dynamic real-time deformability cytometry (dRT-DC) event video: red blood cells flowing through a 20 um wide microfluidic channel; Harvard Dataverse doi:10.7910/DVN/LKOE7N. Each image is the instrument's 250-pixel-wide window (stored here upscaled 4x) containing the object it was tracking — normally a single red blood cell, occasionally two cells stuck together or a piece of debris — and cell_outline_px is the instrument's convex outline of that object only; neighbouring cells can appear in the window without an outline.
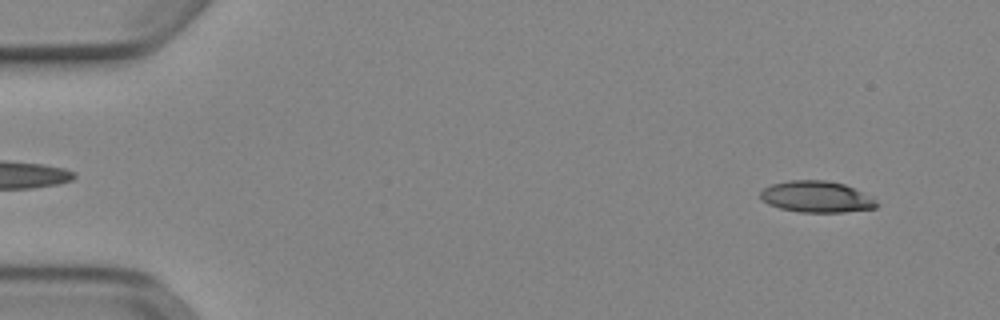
{"species": "Egyptian fruit bat (a non-hibernating species)", "species_latin": "Rousettus aegyptiacus", "temperature_condition": "cold", "stored_images_in_passage": 52, "camera_frame_rate_fps": 3000, "um_per_image_px": 0.085, "animal": {"sex": "female"}, "frame": {"image": 1, "passage_image": 4, "time_ms": 1.0, "image_size_px": [1000, 320], "cell_outline_px": [[880, 204], [876, 208], [844, 212], [800, 212], [780, 208], [768, 204], [760, 196], [760, 192], [764, 188], [772, 184], [788, 180], [824, 180], [844, 184], [872, 196]], "centroid_in_image_um": [69.44, 16.73], "position_along_channel_um": 15.6, "area_um2": 21.27}}
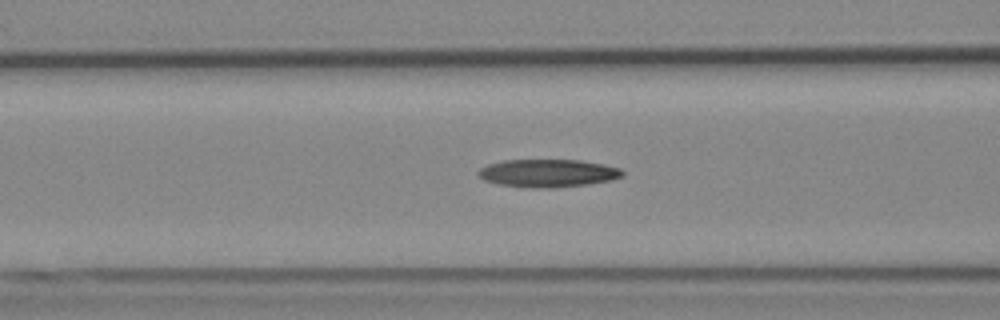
{"frame": {"image": 2, "passage_image": 21, "time_ms": 6.667, "image_size_px": [1000, 320], "cell_outline_px": [[624, 176], [612, 180], [588, 184], [552, 188], [532, 188], [500, 184], [484, 180], [476, 172], [480, 168], [488, 164], [504, 160], [580, 160], [604, 164], [620, 168], [624, 172]], "centroid_in_image_um": [46.6, 14.72], "position_along_channel_um": 120.0, "area_um2": 23.47}}
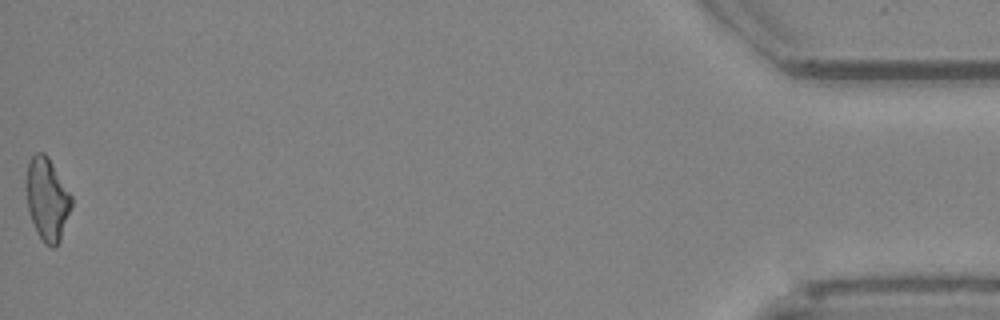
{"frame": {"image": 3, "passage_image": 52, "time_ms": 17.0, "image_size_px": [1000, 320], "cell_outline_px": [[72, 204], [60, 240], [56, 248], [52, 248], [44, 244], [36, 232], [28, 212], [28, 160], [36, 152], [44, 152], [48, 156], [72, 196]], "centroid_in_image_um": [4.03, 16.96], "position_along_channel_um": 431.2, "area_um2": 21.5}}